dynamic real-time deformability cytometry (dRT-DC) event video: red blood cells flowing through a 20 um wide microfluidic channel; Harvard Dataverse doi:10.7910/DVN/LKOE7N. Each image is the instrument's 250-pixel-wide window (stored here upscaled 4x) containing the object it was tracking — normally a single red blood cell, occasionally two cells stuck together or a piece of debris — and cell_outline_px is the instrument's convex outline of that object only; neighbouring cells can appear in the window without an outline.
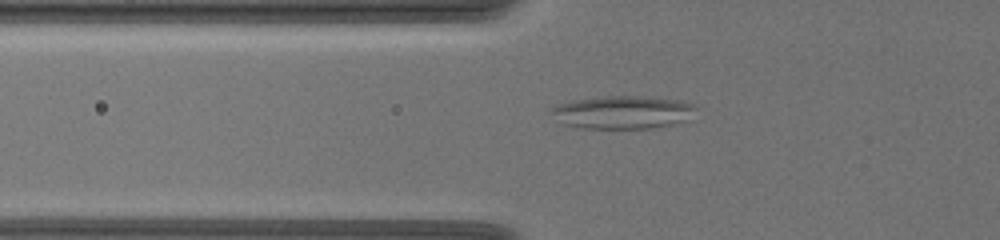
{"species": "common noctule bat (a hibernating species)", "species_latin": "Nyctalus noctula", "temperature_condition": "warm", "stored_images_in_passage": 51, "camera_frame_rate_fps": 3000, "um_per_image_px": 0.085, "animal": {"sex": "female", "body_mass_g": 19.5, "forearm_length_mm": 54.1}, "frame": {"image": 1, "passage_image": 15, "time_ms": 4.667, "image_size_px": [1000, 240], "cell_outline_px": [[696, 108], [684, 120], [652, 128], [580, 128], [560, 124], [548, 112], [548, 108], [572, 100], [608, 96], [640, 96], [680, 100], [692, 104]], "centroid_in_image_um": [52.79, 9.54], "position_along_channel_um": 73.0, "area_um2": 27.63}}
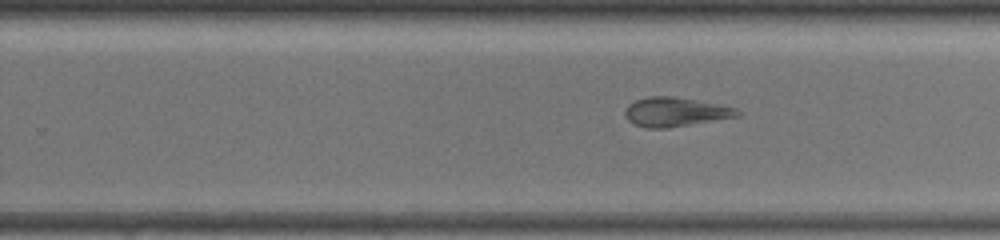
{"frame": {"image": 2, "passage_image": 32, "time_ms": 10.333, "image_size_px": [1000, 240], "cell_outline_px": [[740, 116], [668, 128], [644, 128], [632, 124], [624, 116], [624, 112], [628, 104], [636, 100], [648, 96], [672, 96], [696, 100], [736, 108], [740, 112]], "centroid_in_image_um": [57.35, 9.52], "position_along_channel_um": 272.5, "area_um2": 19.13}}
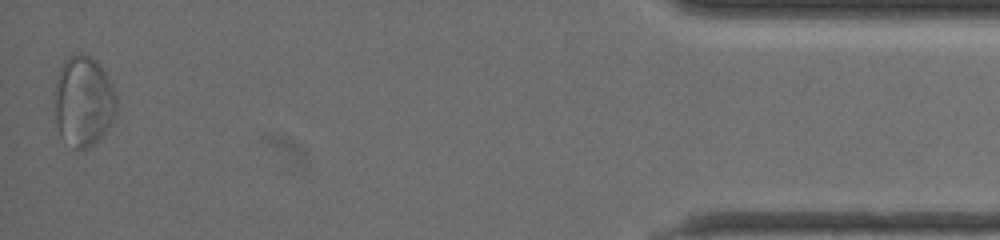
{"frame": {"image": 3, "passage_image": 51, "time_ms": 16.667, "image_size_px": [1000, 240], "cell_outline_px": [[116, 112], [108, 128], [88, 148], [76, 148], [60, 136], [56, 124], [52, 92], [56, 76], [64, 60], [68, 56], [80, 52], [96, 60], [100, 64], [112, 84], [116, 96]], "centroid_in_image_um": [7.04, 8.55], "position_along_channel_um": 428.2, "area_um2": 33.0}, "authors_computed_cell_mechanics": {"area_um2": 25.6632, "velocity_mm_per_s": 3.5701, "shape_relaxation_time_tau1_ms": null, "shape_relaxation_time_tau2_ms": 2.1028, "deformation_change_tau1": null, "deformation_change_tau2": 0.1031}}